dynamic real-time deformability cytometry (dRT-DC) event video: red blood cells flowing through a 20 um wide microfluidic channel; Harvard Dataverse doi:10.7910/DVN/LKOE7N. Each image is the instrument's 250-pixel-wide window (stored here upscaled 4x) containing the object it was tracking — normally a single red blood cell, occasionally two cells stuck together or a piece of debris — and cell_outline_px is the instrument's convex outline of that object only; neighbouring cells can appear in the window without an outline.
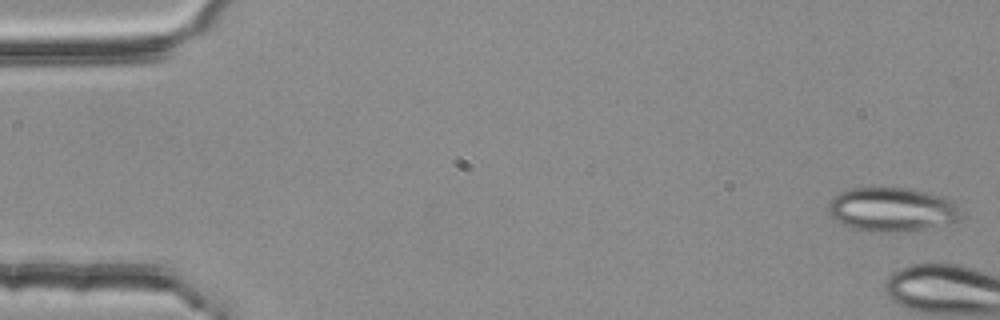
{"species": "common noctule bat (a hibernating species)", "species_latin": "Nyctalus noctula", "temperature_condition": "room temperature", "stored_images_in_passage": 4, "camera_frame_rate_fps": 3000, "um_per_image_px": 0.085, "animal": {"sex": "female", "body_mass_g": 25.1}, "frame": {"image": 1, "passage_image": 1, "time_ms": 0.0, "image_size_px": [1000, 320], "cell_outline_px": [[964, 216], [960, 220], [924, 228], [904, 232], [868, 232], [852, 228], [836, 220], [828, 212], [828, 204], [840, 192], [852, 188], [904, 188], [944, 196], [952, 200]], "centroid_in_image_um": [75.83, 17.82], "position_along_channel_um": 9.2, "area_um2": 33.87}}